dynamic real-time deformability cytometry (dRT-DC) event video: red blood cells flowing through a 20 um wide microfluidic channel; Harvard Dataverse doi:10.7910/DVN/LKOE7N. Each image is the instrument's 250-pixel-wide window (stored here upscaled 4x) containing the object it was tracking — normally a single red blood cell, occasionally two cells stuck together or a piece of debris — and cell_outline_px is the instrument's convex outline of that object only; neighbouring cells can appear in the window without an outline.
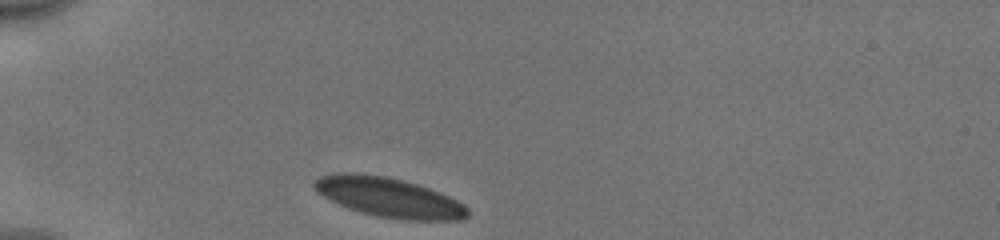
{"species": "human", "species_latin": "Homo sapiens", "temperature_condition": "cold", "stored_images_in_passage": 30, "camera_frame_rate_fps": 3000, "um_per_image_px": 0.085, "donor": {"sex": "male"}, "frame": {"image": 1, "passage_image": 1, "time_ms": 0.0, "image_size_px": [1000, 240], "cell_outline_px": [[468, 216], [460, 220], [404, 220], [376, 216], [360, 212], [348, 208], [316, 192], [312, 184], [312, 180], [320, 176], [332, 172], [356, 172], [384, 176], [404, 180], [440, 192], [464, 204], [468, 208]], "centroid_in_image_um": [33.02, 16.76], "position_along_channel_um": 52.0, "area_um2": 35.55}}
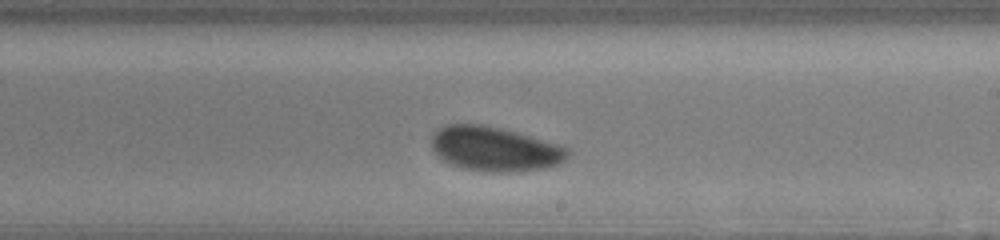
{"frame": {"image": 2, "passage_image": 18, "time_ms": 5.667, "image_size_px": [1000, 240], "cell_outline_px": [[572, 152], [560, 164], [544, 168], [512, 172], [484, 172], [464, 168], [440, 160], [432, 148], [432, 136], [436, 128], [444, 124], [484, 124], [504, 128], [560, 144], [572, 148]], "centroid_in_image_um": [42.08, 12.64], "position_along_channel_um": 246.9, "area_um2": 36.07}}
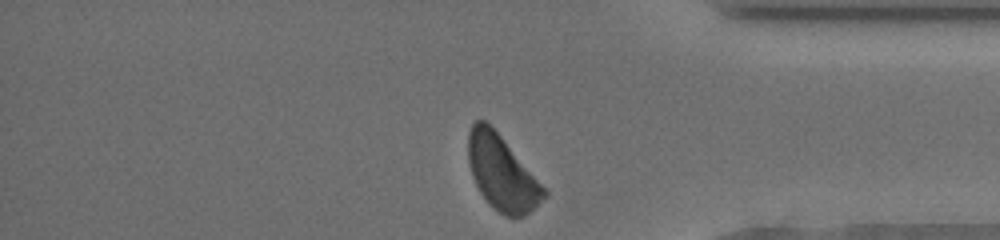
{"frame": {"image": 3, "passage_image": 30, "time_ms": 9.667, "image_size_px": [1000, 240], "cell_outline_px": [[548, 196], [524, 216], [508, 216], [492, 208], [480, 192], [472, 176], [468, 160], [468, 132], [472, 124], [476, 120], [484, 120], [500, 136], [548, 192]], "centroid_in_image_um": [42.64, 14.72], "position_along_channel_um": 392.6, "area_um2": 32.19}, "authors_computed_cell_mechanics": {"area_um2": 35.6337, "velocity_mm_per_s": 3.9101, "shape_relaxation_time_tau1_ms": 2.1988, "shape_relaxation_time_tau2_ms": null, "deformation_change_tau1": 0.0953, "deformation_change_tau2": null}}